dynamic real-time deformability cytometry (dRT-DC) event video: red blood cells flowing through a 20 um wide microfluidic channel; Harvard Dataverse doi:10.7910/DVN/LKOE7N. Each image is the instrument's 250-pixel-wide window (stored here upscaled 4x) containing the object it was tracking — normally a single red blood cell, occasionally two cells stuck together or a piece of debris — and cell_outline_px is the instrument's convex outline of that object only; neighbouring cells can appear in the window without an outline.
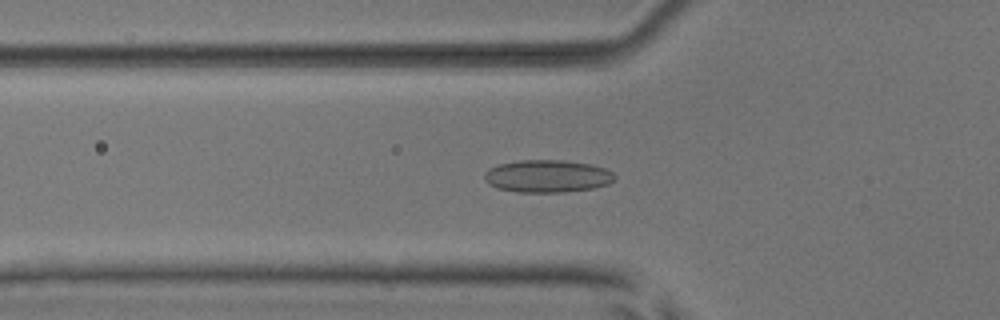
{"species": "common noctule bat (a hibernating species)", "species_latin": "Nyctalus noctula", "temperature_condition": "room temperature", "stored_images_in_passage": 51, "camera_frame_rate_fps": 3000, "um_per_image_px": 0.085, "animal": {"sex": "male", "body_mass_g": 17.9, "forearm_length_mm": 54.2}, "frame": {"image": 1, "passage_image": 19, "time_ms": 6.0, "image_size_px": [1000, 320], "cell_outline_px": [[616, 180], [608, 184], [592, 188], [564, 192], [516, 192], [496, 188], [488, 184], [484, 180], [484, 172], [488, 168], [500, 164], [520, 160], [564, 160], [592, 164], [604, 168], [612, 172], [616, 176]], "centroid_in_image_um": [46.51, 14.97], "position_along_channel_um": 79.3, "area_um2": 24.91}}
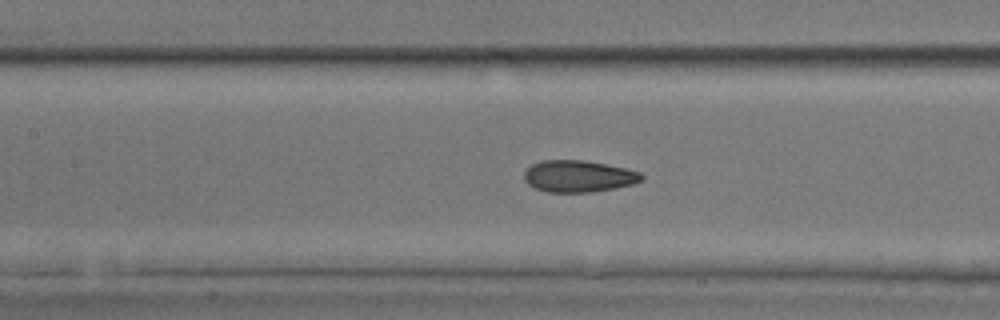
{"frame": {"image": 2, "passage_image": 25, "time_ms": 8.0, "image_size_px": [1000, 320], "cell_outline_px": [[644, 176], [640, 180], [632, 184], [592, 192], [548, 192], [536, 188], [528, 184], [524, 180], [524, 172], [532, 164], [540, 160], [584, 160], [624, 168], [640, 172]], "centroid_in_image_um": [49.13, 14.97], "position_along_channel_um": 158.3, "area_um2": 21.5}}
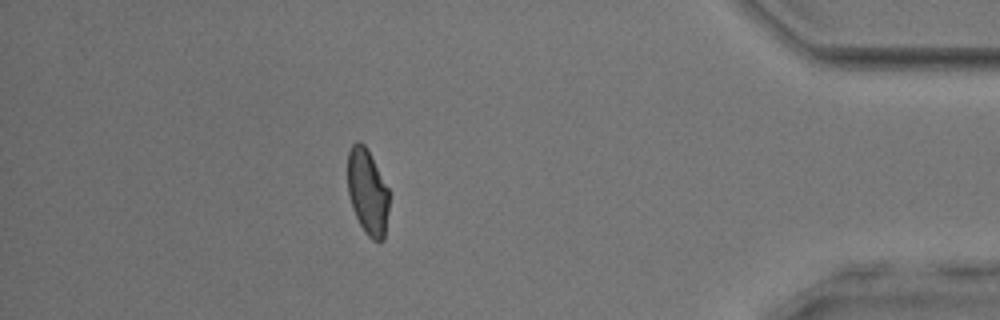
{"frame": {"image": 3, "passage_image": 47, "time_ms": 15.333, "image_size_px": [1000, 320], "cell_outline_px": [[388, 208], [384, 240], [372, 240], [364, 232], [352, 208], [348, 192], [348, 152], [352, 144], [356, 140], [360, 140], [368, 148], [388, 188]], "centroid_in_image_um": [31.23, 16.27], "position_along_channel_um": 404.0, "area_um2": 20.75}}